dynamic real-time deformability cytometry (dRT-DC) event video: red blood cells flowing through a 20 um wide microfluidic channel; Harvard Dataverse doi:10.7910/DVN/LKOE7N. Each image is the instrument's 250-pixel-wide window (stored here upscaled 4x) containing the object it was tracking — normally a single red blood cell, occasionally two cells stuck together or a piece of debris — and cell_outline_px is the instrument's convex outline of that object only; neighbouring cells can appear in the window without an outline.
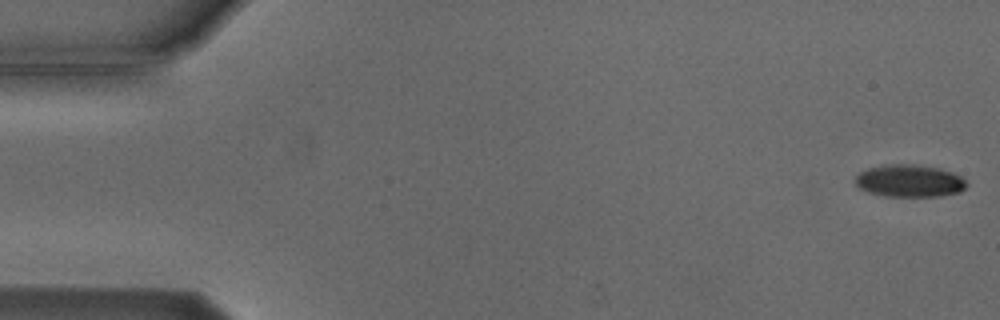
{"species": "Egyptian fruit bat (a non-hibernating species)", "species_latin": "Rousettus aegyptiacus", "temperature_condition": "cold", "stored_images_in_passage": 5, "camera_frame_rate_fps": 3000, "um_per_image_px": 0.085, "animal": {"sex": "male"}, "frame": {"image": 1, "passage_image": 1, "time_ms": 0.0, "image_size_px": [1000, 320], "cell_outline_px": [[968, 184], [960, 192], [940, 196], [884, 196], [868, 192], [860, 188], [856, 184], [856, 176], [860, 172], [868, 168], [888, 164], [912, 164], [940, 168], [952, 172], [960, 176]], "centroid_in_image_um": [77.31, 15.37], "position_along_channel_um": 7.7, "area_um2": 20.92}}